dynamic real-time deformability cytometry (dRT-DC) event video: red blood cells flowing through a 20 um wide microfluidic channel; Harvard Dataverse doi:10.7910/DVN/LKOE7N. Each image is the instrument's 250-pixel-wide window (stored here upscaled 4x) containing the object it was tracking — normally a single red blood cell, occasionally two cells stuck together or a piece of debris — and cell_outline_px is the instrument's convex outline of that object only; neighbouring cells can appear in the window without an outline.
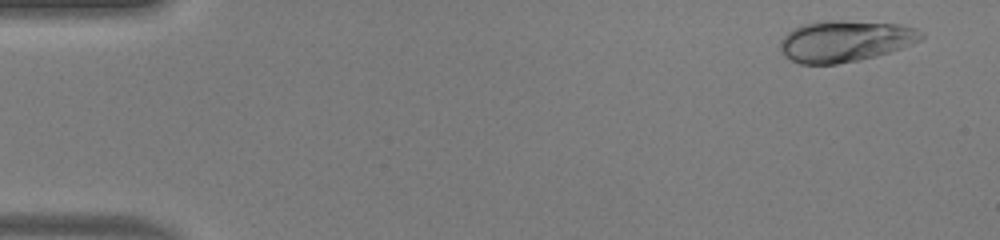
{"species": "human", "species_latin": "Homo sapiens", "temperature_condition": "warm", "stored_images_in_passage": 50, "camera_frame_rate_fps": 3000, "um_per_image_px": 0.085, "donor": {"sex": "male"}, "frame": {"image": 1, "passage_image": 3, "time_ms": 0.667, "image_size_px": [1000, 240], "cell_outline_px": [[924, 36], [920, 40], [912, 44], [876, 56], [860, 60], [836, 64], [800, 64], [784, 56], [780, 48], [780, 40], [792, 28], [800, 24], [828, 20], [840, 20], [900, 24], [916, 28], [924, 32]], "centroid_in_image_um": [71.82, 3.48], "position_along_channel_um": 13.2, "area_um2": 34.16}}
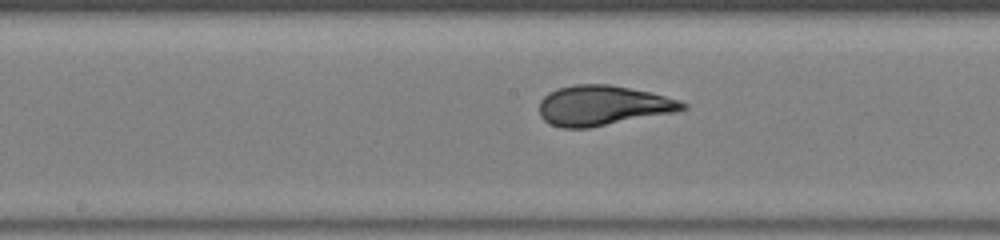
{"frame": {"image": 2, "passage_image": 26, "time_ms": 8.333, "image_size_px": [1000, 240], "cell_outline_px": [[688, 108], [676, 112], [588, 128], [560, 128], [544, 120], [540, 116], [540, 100], [548, 92], [556, 88], [576, 84], [608, 84], [652, 92], [680, 100], [688, 104]], "centroid_in_image_um": [51.26, 8.96], "position_along_channel_um": 196.9, "area_um2": 33.58}}
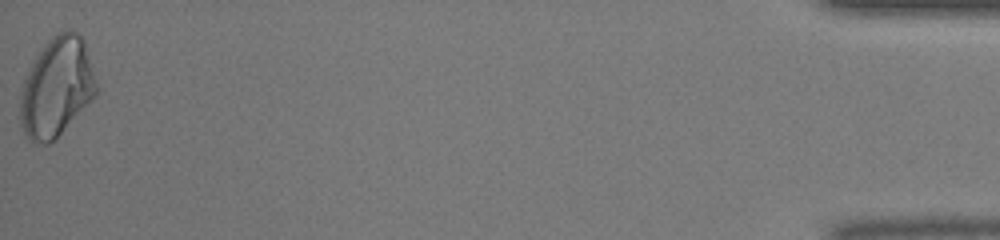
{"frame": {"image": 3, "passage_image": 50, "time_ms": 16.333, "image_size_px": [1000, 240], "cell_outline_px": [[96, 96], [56, 140], [48, 144], [36, 144], [28, 140], [24, 136], [16, 116], [20, 92], [24, 80], [36, 56], [48, 40], [60, 28], [72, 28], [80, 32], [84, 40], [96, 84]], "centroid_in_image_um": [4.76, 7.46], "position_along_channel_um": 430.4, "area_um2": 45.2}, "authors_computed_cell_mechanics": {"area_um2": 33.0616, "velocity_mm_per_s": 4.1482, "shape_relaxation_time_tau1_ms": 6.4855, "shape_relaxation_time_tau2_ms": null, "deformation_change_tau1": 0.2501, "deformation_change_tau2": null}}